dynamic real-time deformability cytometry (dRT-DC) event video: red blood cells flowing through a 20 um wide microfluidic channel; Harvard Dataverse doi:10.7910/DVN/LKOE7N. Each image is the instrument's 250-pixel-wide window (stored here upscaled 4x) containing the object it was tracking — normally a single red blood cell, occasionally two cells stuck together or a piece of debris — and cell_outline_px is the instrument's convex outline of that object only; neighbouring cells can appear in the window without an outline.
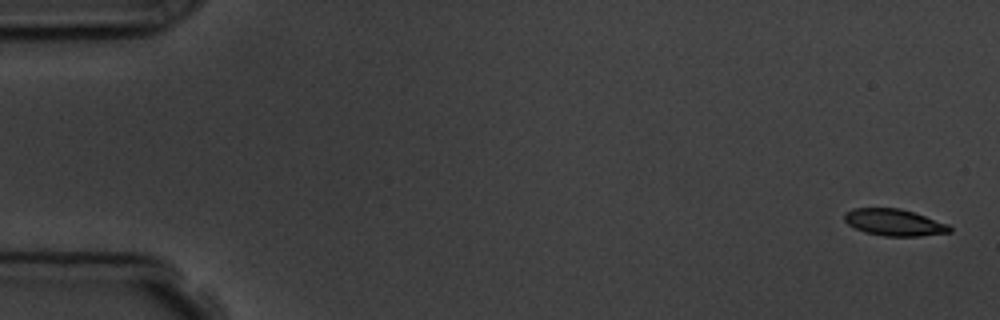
{"species": "common noctule bat (a hibernating species)", "species_latin": "Nyctalus noctula", "temperature_condition": "room temperature", "stored_images_in_passage": 9, "camera_frame_rate_fps": 3000, "um_per_image_px": 0.085, "animal": {"sex": "male", "body_mass_g": 19.5, "forearm_length_mm": 54.6}, "frame": {"image": 1, "passage_image": 1, "time_ms": 0.0, "image_size_px": [1000, 320], "cell_outline_px": [[952, 232], [920, 236], [884, 236], [864, 232], [848, 224], [844, 220], [844, 212], [852, 208], [900, 208], [948, 224], [952, 228]], "centroid_in_image_um": [75.98, 18.91], "position_along_channel_um": 9.0, "area_um2": 16.36}}
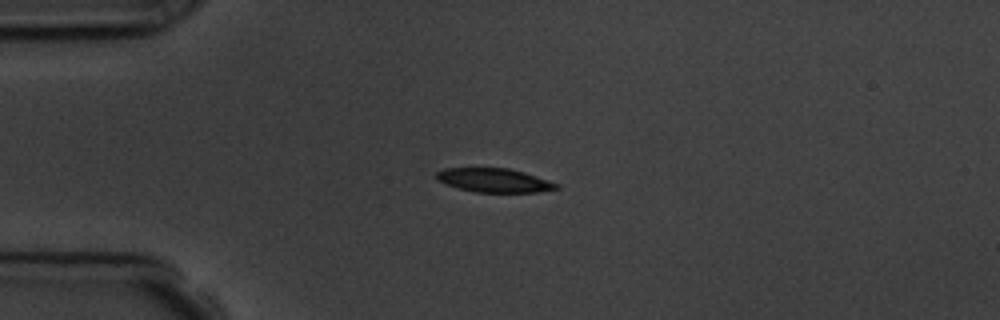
{"frame": {"image": 2, "passage_image": 4, "time_ms": 4.0, "image_size_px": [1000, 320], "cell_outline_px": [[560, 188], [536, 192], [476, 192], [460, 188], [436, 180], [436, 172], [444, 168], [508, 168], [524, 172], [560, 184]], "centroid_in_image_um": [42.02, 15.32], "position_along_channel_um": 43.0, "area_um2": 16.59}}